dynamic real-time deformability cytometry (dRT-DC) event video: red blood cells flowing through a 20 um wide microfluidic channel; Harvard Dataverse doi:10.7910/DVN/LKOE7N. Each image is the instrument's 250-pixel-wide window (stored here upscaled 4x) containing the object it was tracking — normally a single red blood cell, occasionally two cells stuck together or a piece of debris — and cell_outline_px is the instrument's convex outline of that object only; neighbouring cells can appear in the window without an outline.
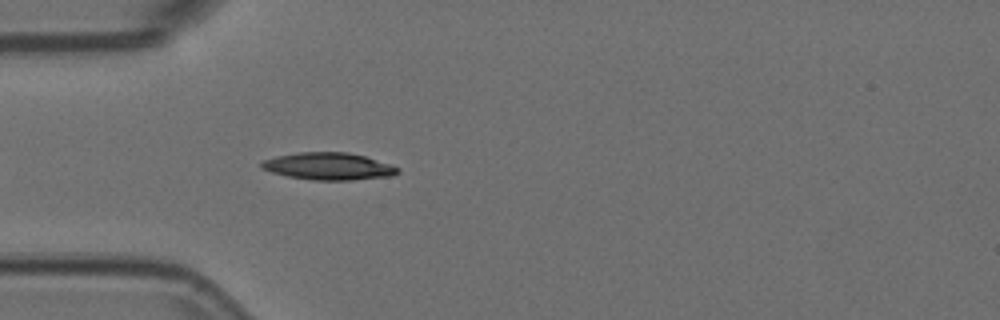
{"species": "Egyptian fruit bat (a non-hibernating species)", "species_latin": "Rousettus aegyptiacus", "temperature_condition": "room temperature", "stored_images_in_passage": 21, "camera_frame_rate_fps": 3000, "um_per_image_px": 0.085, "animal": {"sex": "female"}, "frame": {"image": 1, "passage_image": 5, "time_ms": 1.333, "image_size_px": [1000, 320], "cell_outline_px": [[400, 172], [392, 176], [348, 180], [312, 180], [288, 176], [272, 172], [260, 168], [260, 164], [264, 160], [276, 156], [296, 152], [348, 152], [364, 156], [392, 164], [400, 168]], "centroid_in_image_um": [27.94, 14.13], "position_along_channel_um": 57.1, "area_um2": 21.68}}
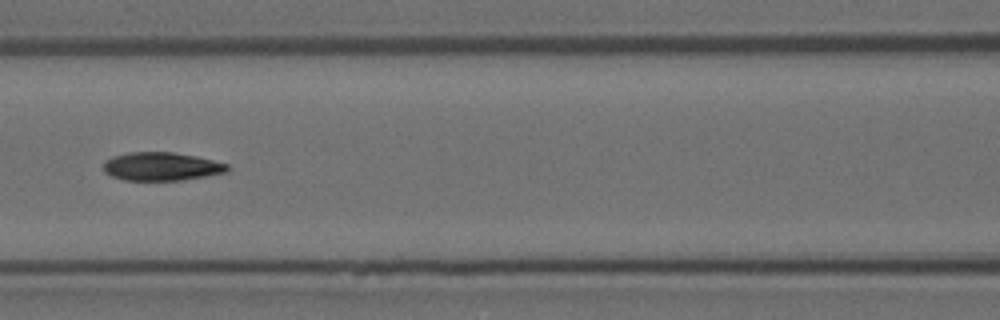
{"frame": {"image": 2, "passage_image": 13, "time_ms": 4.0, "image_size_px": [1000, 320], "cell_outline_px": [[228, 172], [184, 180], [124, 180], [112, 176], [104, 172], [104, 160], [112, 156], [128, 152], [172, 152], [196, 156], [228, 164]], "centroid_in_image_um": [13.71, 14.15], "position_along_channel_um": 152.9, "area_um2": 20.52}}
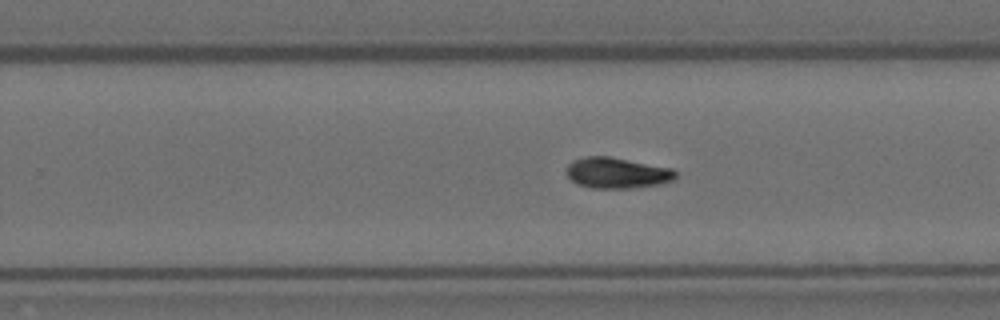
{"frame": {"image": 3, "passage_image": 20, "time_ms": 6.333, "image_size_px": [1000, 320], "cell_outline_px": [[676, 180], [660, 184], [632, 188], [592, 188], [576, 184], [568, 176], [568, 164], [572, 160], [584, 156], [608, 156], [676, 168]], "centroid_in_image_um": [52.5, 14.69], "position_along_channel_um": 277.3, "area_um2": 19.88}}